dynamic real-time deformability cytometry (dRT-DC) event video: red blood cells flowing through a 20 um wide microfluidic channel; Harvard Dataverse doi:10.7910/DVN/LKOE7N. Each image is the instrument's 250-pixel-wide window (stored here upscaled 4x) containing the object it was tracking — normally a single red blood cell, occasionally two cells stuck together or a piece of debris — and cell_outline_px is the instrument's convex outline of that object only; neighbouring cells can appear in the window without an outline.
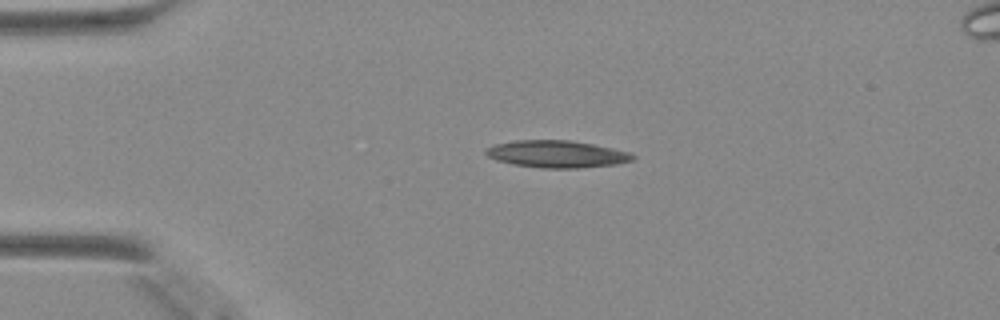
{"species": "Egyptian fruit bat (a non-hibernating species)", "species_latin": "Rousettus aegyptiacus", "temperature_condition": "warm", "stored_images_in_passage": 47, "camera_frame_rate_fps": 3000, "um_per_image_px": 0.085, "animal": {"sex": "female"}, "frame": {"image": 1, "passage_image": 10, "time_ms": 3.0, "image_size_px": [1000, 320], "cell_outline_px": [[636, 156], [632, 160], [616, 164], [576, 168], [540, 168], [512, 164], [496, 160], [488, 156], [484, 152], [484, 148], [496, 144], [516, 140], [568, 140], [592, 144], [612, 148], [628, 152]], "centroid_in_image_um": [47.28, 13.09], "position_along_channel_um": 37.7, "area_um2": 23.12}}
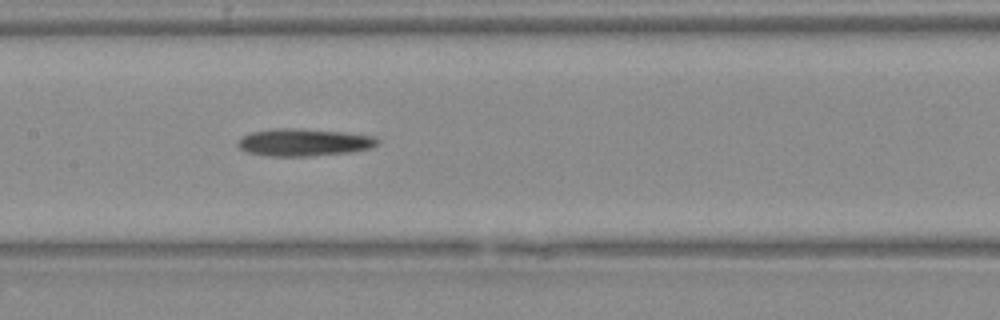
{"frame": {"image": 2, "passage_image": 23, "time_ms": 7.333, "image_size_px": [1000, 320], "cell_outline_px": [[376, 144], [372, 148], [348, 152], [308, 156], [268, 156], [248, 152], [240, 148], [236, 144], [236, 140], [240, 136], [252, 132], [272, 128], [300, 128], [344, 132], [372, 136], [376, 140]], "centroid_in_image_um": [25.73, 12.09], "position_along_channel_um": 181.7, "area_um2": 22.25}}
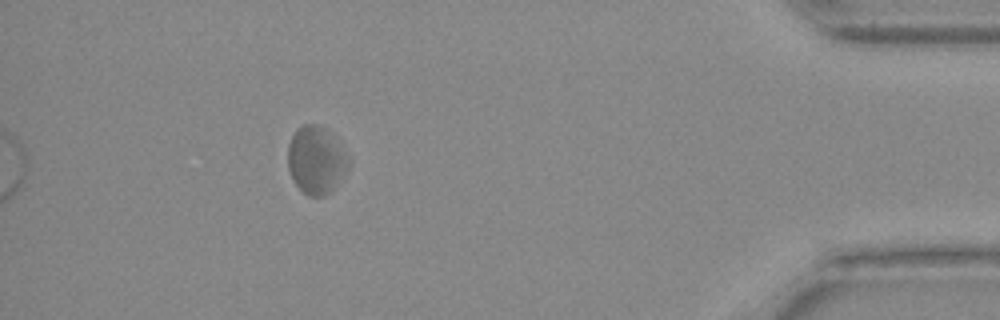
{"frame": {"image": 3, "passage_image": 43, "time_ms": 14.0, "image_size_px": [1000, 320], "cell_outline_px": [[352, 164], [332, 188], [324, 196], [308, 196], [296, 184], [288, 168], [288, 144], [296, 128], [304, 124], [316, 124], [324, 128], [348, 152], [352, 160]], "centroid_in_image_um": [26.89, 13.58], "position_along_channel_um": 408.3, "area_um2": 23.87}}